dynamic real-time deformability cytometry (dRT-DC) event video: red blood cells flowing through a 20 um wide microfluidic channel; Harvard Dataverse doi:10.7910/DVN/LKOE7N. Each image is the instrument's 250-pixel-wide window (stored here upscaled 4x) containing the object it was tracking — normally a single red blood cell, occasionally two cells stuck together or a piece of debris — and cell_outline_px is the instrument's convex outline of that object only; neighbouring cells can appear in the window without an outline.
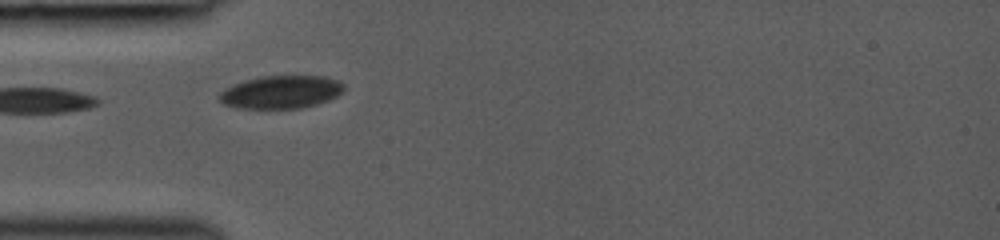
{"species": "common noctule bat (a hibernating species)", "species_latin": "Nyctalus noctula", "temperature_condition": "room temperature", "stored_images_in_passage": 21, "camera_frame_rate_fps": 3000, "um_per_image_px": 0.085, "animal": {"sex": "female", "body_mass_g": 19.0, "forearm_length_mm": 53.3}, "frame": {"image": 1, "passage_image": 1, "time_ms": 0.0, "image_size_px": [1000, 240], "cell_outline_px": [[344, 88], [336, 96], [328, 100], [316, 104], [300, 108], [240, 108], [224, 104], [220, 100], [220, 92], [224, 88], [232, 84], [244, 80], [264, 76], [324, 76], [340, 80], [344, 84]], "centroid_in_image_um": [23.89, 7.81], "position_along_channel_um": 61.1, "area_um2": 23.81}}